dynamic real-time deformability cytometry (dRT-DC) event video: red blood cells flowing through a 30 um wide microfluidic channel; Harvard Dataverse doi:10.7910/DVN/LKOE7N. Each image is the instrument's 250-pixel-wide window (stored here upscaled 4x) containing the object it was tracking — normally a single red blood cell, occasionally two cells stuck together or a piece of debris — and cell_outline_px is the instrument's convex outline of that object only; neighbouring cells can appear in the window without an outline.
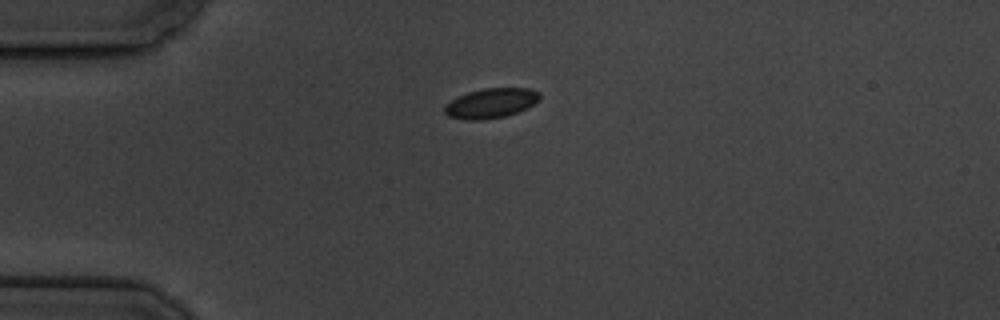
{"species": "common noctule bat (a hibernating species)", "species_latin": "Nyctalus noctula", "temperature_condition": "cold", "stored_images_in_passage": 2, "camera_frame_rate_fps": 3000, "um_per_image_px": 0.085, "animal": {"sex": "male", "body_mass_g": 19.5, "forearm_length_mm": 54.6}, "frame": {"image": 1, "passage_image": 1, "time_ms": 0.0, "image_size_px": [1000, 320], "cell_outline_px": [[540, 100], [516, 112], [504, 116], [484, 120], [464, 120], [448, 116], [444, 112], [444, 108], [456, 96], [468, 92], [484, 88], [528, 88], [540, 92]], "centroid_in_image_um": [41.71, 8.77], "position_along_channel_um": 43.3, "area_um2": 16.42}}